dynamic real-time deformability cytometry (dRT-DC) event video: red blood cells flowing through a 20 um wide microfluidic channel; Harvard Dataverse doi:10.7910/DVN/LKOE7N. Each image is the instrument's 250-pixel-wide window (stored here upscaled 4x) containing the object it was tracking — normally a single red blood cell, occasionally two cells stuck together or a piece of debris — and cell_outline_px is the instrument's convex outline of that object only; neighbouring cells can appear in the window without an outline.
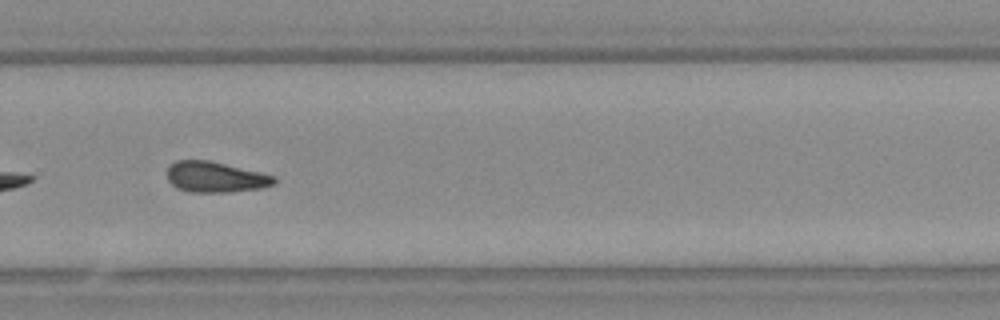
{"species": "Egyptian fruit bat (a non-hibernating species)", "species_latin": "Rousettus aegyptiacus", "temperature_condition": "warm", "stored_images_in_passage": 33, "camera_frame_rate_fps": 3000, "um_per_image_px": 0.085, "animal": {"sex": "female"}, "frame": {"image": 1, "passage_image": 24, "time_ms": 7.667, "image_size_px": [1000, 320], "cell_outline_px": [[276, 180], [272, 184], [260, 188], [228, 192], [192, 192], [176, 188], [168, 180], [168, 168], [176, 160], [208, 160], [260, 172], [272, 176]], "centroid_in_image_um": [18.27, 15.05], "position_along_channel_um": 311.5, "area_um2": 18.79}}